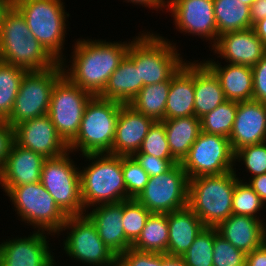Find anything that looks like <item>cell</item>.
Returning a JSON list of instances; mask_svg holds the SVG:
<instances>
[{"label": "cell", "mask_w": 266, "mask_h": 266, "mask_svg": "<svg viewBox=\"0 0 266 266\" xmlns=\"http://www.w3.org/2000/svg\"><path fill=\"white\" fill-rule=\"evenodd\" d=\"M214 227H205L182 256L187 266H213Z\"/></svg>", "instance_id": "d590c367"}, {"label": "cell", "mask_w": 266, "mask_h": 266, "mask_svg": "<svg viewBox=\"0 0 266 266\" xmlns=\"http://www.w3.org/2000/svg\"><path fill=\"white\" fill-rule=\"evenodd\" d=\"M151 212L136 199L123 201L122 223L126 239L133 244L141 234Z\"/></svg>", "instance_id": "8d00e7d4"}, {"label": "cell", "mask_w": 266, "mask_h": 266, "mask_svg": "<svg viewBox=\"0 0 266 266\" xmlns=\"http://www.w3.org/2000/svg\"><path fill=\"white\" fill-rule=\"evenodd\" d=\"M63 75L60 62L47 70L28 71L22 79L10 116L5 121L15 127L26 120L47 115L52 89Z\"/></svg>", "instance_id": "8fae6325"}, {"label": "cell", "mask_w": 266, "mask_h": 266, "mask_svg": "<svg viewBox=\"0 0 266 266\" xmlns=\"http://www.w3.org/2000/svg\"><path fill=\"white\" fill-rule=\"evenodd\" d=\"M14 142V127L6 121H0V171Z\"/></svg>", "instance_id": "f6af8a7d"}, {"label": "cell", "mask_w": 266, "mask_h": 266, "mask_svg": "<svg viewBox=\"0 0 266 266\" xmlns=\"http://www.w3.org/2000/svg\"><path fill=\"white\" fill-rule=\"evenodd\" d=\"M246 266H266V241L246 254Z\"/></svg>", "instance_id": "bcb514c9"}, {"label": "cell", "mask_w": 266, "mask_h": 266, "mask_svg": "<svg viewBox=\"0 0 266 266\" xmlns=\"http://www.w3.org/2000/svg\"><path fill=\"white\" fill-rule=\"evenodd\" d=\"M237 177L239 181L235 184L233 192L232 214L260 219L261 214L259 212L263 211L264 208L266 209V204L246 183L247 180H241L239 176Z\"/></svg>", "instance_id": "e575fe53"}, {"label": "cell", "mask_w": 266, "mask_h": 266, "mask_svg": "<svg viewBox=\"0 0 266 266\" xmlns=\"http://www.w3.org/2000/svg\"><path fill=\"white\" fill-rule=\"evenodd\" d=\"M46 235L53 234L35 230L0 242V266H49L56 257Z\"/></svg>", "instance_id": "2e32d148"}, {"label": "cell", "mask_w": 266, "mask_h": 266, "mask_svg": "<svg viewBox=\"0 0 266 266\" xmlns=\"http://www.w3.org/2000/svg\"><path fill=\"white\" fill-rule=\"evenodd\" d=\"M159 266H187L182 256L159 254Z\"/></svg>", "instance_id": "f907efd6"}, {"label": "cell", "mask_w": 266, "mask_h": 266, "mask_svg": "<svg viewBox=\"0 0 266 266\" xmlns=\"http://www.w3.org/2000/svg\"><path fill=\"white\" fill-rule=\"evenodd\" d=\"M2 189L14 205L18 220L33 226L34 231L53 236L59 233L68 216L40 182Z\"/></svg>", "instance_id": "ba28073f"}, {"label": "cell", "mask_w": 266, "mask_h": 266, "mask_svg": "<svg viewBox=\"0 0 266 266\" xmlns=\"http://www.w3.org/2000/svg\"><path fill=\"white\" fill-rule=\"evenodd\" d=\"M122 209L123 201L96 205L85 211V215L95 225L99 237L117 257L132 246L125 237Z\"/></svg>", "instance_id": "44dd1931"}, {"label": "cell", "mask_w": 266, "mask_h": 266, "mask_svg": "<svg viewBox=\"0 0 266 266\" xmlns=\"http://www.w3.org/2000/svg\"><path fill=\"white\" fill-rule=\"evenodd\" d=\"M137 153H145L158 158H174L170 152L165 126L162 121L153 123Z\"/></svg>", "instance_id": "ab89813d"}, {"label": "cell", "mask_w": 266, "mask_h": 266, "mask_svg": "<svg viewBox=\"0 0 266 266\" xmlns=\"http://www.w3.org/2000/svg\"><path fill=\"white\" fill-rule=\"evenodd\" d=\"M167 219L169 229L167 255L183 256L205 226L188 206L167 213Z\"/></svg>", "instance_id": "484cf974"}, {"label": "cell", "mask_w": 266, "mask_h": 266, "mask_svg": "<svg viewBox=\"0 0 266 266\" xmlns=\"http://www.w3.org/2000/svg\"><path fill=\"white\" fill-rule=\"evenodd\" d=\"M211 51L215 57L218 55L217 58L225 59L226 63L253 67L266 53V45L256 35L254 29L250 28L219 35Z\"/></svg>", "instance_id": "ac0fdd59"}, {"label": "cell", "mask_w": 266, "mask_h": 266, "mask_svg": "<svg viewBox=\"0 0 266 266\" xmlns=\"http://www.w3.org/2000/svg\"><path fill=\"white\" fill-rule=\"evenodd\" d=\"M45 159L42 155L14 142L0 171V186L16 187L40 182Z\"/></svg>", "instance_id": "7402d4cb"}, {"label": "cell", "mask_w": 266, "mask_h": 266, "mask_svg": "<svg viewBox=\"0 0 266 266\" xmlns=\"http://www.w3.org/2000/svg\"><path fill=\"white\" fill-rule=\"evenodd\" d=\"M250 17L252 26L259 20L266 17V0H256L250 6Z\"/></svg>", "instance_id": "c3c4849f"}, {"label": "cell", "mask_w": 266, "mask_h": 266, "mask_svg": "<svg viewBox=\"0 0 266 266\" xmlns=\"http://www.w3.org/2000/svg\"><path fill=\"white\" fill-rule=\"evenodd\" d=\"M121 103L93 96L84 111L79 132L68 144L70 151L109 153L115 138Z\"/></svg>", "instance_id": "52a82bcc"}, {"label": "cell", "mask_w": 266, "mask_h": 266, "mask_svg": "<svg viewBox=\"0 0 266 266\" xmlns=\"http://www.w3.org/2000/svg\"><path fill=\"white\" fill-rule=\"evenodd\" d=\"M117 266H159V254L129 248L118 256Z\"/></svg>", "instance_id": "7bdbcfd3"}, {"label": "cell", "mask_w": 266, "mask_h": 266, "mask_svg": "<svg viewBox=\"0 0 266 266\" xmlns=\"http://www.w3.org/2000/svg\"><path fill=\"white\" fill-rule=\"evenodd\" d=\"M216 229L220 236L246 254L266 241V224L262 218L231 214Z\"/></svg>", "instance_id": "603a6c76"}, {"label": "cell", "mask_w": 266, "mask_h": 266, "mask_svg": "<svg viewBox=\"0 0 266 266\" xmlns=\"http://www.w3.org/2000/svg\"><path fill=\"white\" fill-rule=\"evenodd\" d=\"M142 87L139 68L125 55L98 96L121 104H129Z\"/></svg>", "instance_id": "83f0119b"}, {"label": "cell", "mask_w": 266, "mask_h": 266, "mask_svg": "<svg viewBox=\"0 0 266 266\" xmlns=\"http://www.w3.org/2000/svg\"><path fill=\"white\" fill-rule=\"evenodd\" d=\"M72 151L45 159L40 183L67 216L85 215L81 199L80 168L71 158ZM78 166V167H76Z\"/></svg>", "instance_id": "9c48e42d"}, {"label": "cell", "mask_w": 266, "mask_h": 266, "mask_svg": "<svg viewBox=\"0 0 266 266\" xmlns=\"http://www.w3.org/2000/svg\"><path fill=\"white\" fill-rule=\"evenodd\" d=\"M122 171L128 199H136L144 190L149 175L133 156H122Z\"/></svg>", "instance_id": "f35d334b"}, {"label": "cell", "mask_w": 266, "mask_h": 266, "mask_svg": "<svg viewBox=\"0 0 266 266\" xmlns=\"http://www.w3.org/2000/svg\"><path fill=\"white\" fill-rule=\"evenodd\" d=\"M236 167L220 175L189 179L188 207L205 227H217L232 214Z\"/></svg>", "instance_id": "5b68a950"}, {"label": "cell", "mask_w": 266, "mask_h": 266, "mask_svg": "<svg viewBox=\"0 0 266 266\" xmlns=\"http://www.w3.org/2000/svg\"><path fill=\"white\" fill-rule=\"evenodd\" d=\"M252 68L253 72V97L255 101L266 103V53Z\"/></svg>", "instance_id": "ee69618b"}, {"label": "cell", "mask_w": 266, "mask_h": 266, "mask_svg": "<svg viewBox=\"0 0 266 266\" xmlns=\"http://www.w3.org/2000/svg\"><path fill=\"white\" fill-rule=\"evenodd\" d=\"M233 152L266 142V103L255 100L238 102V109L229 136Z\"/></svg>", "instance_id": "d6986e66"}, {"label": "cell", "mask_w": 266, "mask_h": 266, "mask_svg": "<svg viewBox=\"0 0 266 266\" xmlns=\"http://www.w3.org/2000/svg\"><path fill=\"white\" fill-rule=\"evenodd\" d=\"M253 29H254L256 35L266 45V17L264 19L257 21L253 25Z\"/></svg>", "instance_id": "816d5d0a"}, {"label": "cell", "mask_w": 266, "mask_h": 266, "mask_svg": "<svg viewBox=\"0 0 266 266\" xmlns=\"http://www.w3.org/2000/svg\"><path fill=\"white\" fill-rule=\"evenodd\" d=\"M93 96L65 75L55 83L47 115L67 144L78 134L85 108Z\"/></svg>", "instance_id": "7c38bea8"}, {"label": "cell", "mask_w": 266, "mask_h": 266, "mask_svg": "<svg viewBox=\"0 0 266 266\" xmlns=\"http://www.w3.org/2000/svg\"><path fill=\"white\" fill-rule=\"evenodd\" d=\"M172 156L181 162L201 132L200 119L186 116L162 121Z\"/></svg>", "instance_id": "f1b7e54d"}, {"label": "cell", "mask_w": 266, "mask_h": 266, "mask_svg": "<svg viewBox=\"0 0 266 266\" xmlns=\"http://www.w3.org/2000/svg\"><path fill=\"white\" fill-rule=\"evenodd\" d=\"M166 12L173 17L174 29L209 40L213 46L218 38L213 0H168Z\"/></svg>", "instance_id": "9a60e30c"}, {"label": "cell", "mask_w": 266, "mask_h": 266, "mask_svg": "<svg viewBox=\"0 0 266 266\" xmlns=\"http://www.w3.org/2000/svg\"><path fill=\"white\" fill-rule=\"evenodd\" d=\"M170 85L171 79L143 86L129 105L155 121H163Z\"/></svg>", "instance_id": "1f68e13d"}, {"label": "cell", "mask_w": 266, "mask_h": 266, "mask_svg": "<svg viewBox=\"0 0 266 266\" xmlns=\"http://www.w3.org/2000/svg\"><path fill=\"white\" fill-rule=\"evenodd\" d=\"M63 1V0H62ZM61 0H13L12 5L27 22L32 36L58 61L65 59V37L67 19L70 14L65 11Z\"/></svg>", "instance_id": "8992f818"}, {"label": "cell", "mask_w": 266, "mask_h": 266, "mask_svg": "<svg viewBox=\"0 0 266 266\" xmlns=\"http://www.w3.org/2000/svg\"><path fill=\"white\" fill-rule=\"evenodd\" d=\"M189 179L234 170V152L227 137L200 132L180 162Z\"/></svg>", "instance_id": "4fadbf2b"}, {"label": "cell", "mask_w": 266, "mask_h": 266, "mask_svg": "<svg viewBox=\"0 0 266 266\" xmlns=\"http://www.w3.org/2000/svg\"><path fill=\"white\" fill-rule=\"evenodd\" d=\"M194 60L195 116L203 117L226 101L220 81L203 62Z\"/></svg>", "instance_id": "4316f807"}, {"label": "cell", "mask_w": 266, "mask_h": 266, "mask_svg": "<svg viewBox=\"0 0 266 266\" xmlns=\"http://www.w3.org/2000/svg\"><path fill=\"white\" fill-rule=\"evenodd\" d=\"M133 157L149 177L158 176L170 170L178 161L175 158H158L145 153H135Z\"/></svg>", "instance_id": "b9f144b4"}, {"label": "cell", "mask_w": 266, "mask_h": 266, "mask_svg": "<svg viewBox=\"0 0 266 266\" xmlns=\"http://www.w3.org/2000/svg\"><path fill=\"white\" fill-rule=\"evenodd\" d=\"M12 2L10 0H0V25L4 12L10 7Z\"/></svg>", "instance_id": "f5cc1de1"}, {"label": "cell", "mask_w": 266, "mask_h": 266, "mask_svg": "<svg viewBox=\"0 0 266 266\" xmlns=\"http://www.w3.org/2000/svg\"><path fill=\"white\" fill-rule=\"evenodd\" d=\"M154 122V119L141 114L129 104H122L117 118L114 142L109 153L133 156L140 149Z\"/></svg>", "instance_id": "ffe728a7"}, {"label": "cell", "mask_w": 266, "mask_h": 266, "mask_svg": "<svg viewBox=\"0 0 266 266\" xmlns=\"http://www.w3.org/2000/svg\"><path fill=\"white\" fill-rule=\"evenodd\" d=\"M245 165L250 178L266 173V142L247 145L234 152V166Z\"/></svg>", "instance_id": "74e56055"}, {"label": "cell", "mask_w": 266, "mask_h": 266, "mask_svg": "<svg viewBox=\"0 0 266 266\" xmlns=\"http://www.w3.org/2000/svg\"><path fill=\"white\" fill-rule=\"evenodd\" d=\"M189 178L176 163L170 170L149 177L144 190L136 198L151 213H171L188 206Z\"/></svg>", "instance_id": "5bb4252c"}, {"label": "cell", "mask_w": 266, "mask_h": 266, "mask_svg": "<svg viewBox=\"0 0 266 266\" xmlns=\"http://www.w3.org/2000/svg\"><path fill=\"white\" fill-rule=\"evenodd\" d=\"M28 70L0 61V121H5L14 106L24 75Z\"/></svg>", "instance_id": "d6a6232c"}, {"label": "cell", "mask_w": 266, "mask_h": 266, "mask_svg": "<svg viewBox=\"0 0 266 266\" xmlns=\"http://www.w3.org/2000/svg\"><path fill=\"white\" fill-rule=\"evenodd\" d=\"M254 192L266 203V173L254 176L246 182Z\"/></svg>", "instance_id": "7dc6e473"}, {"label": "cell", "mask_w": 266, "mask_h": 266, "mask_svg": "<svg viewBox=\"0 0 266 266\" xmlns=\"http://www.w3.org/2000/svg\"><path fill=\"white\" fill-rule=\"evenodd\" d=\"M194 61L187 60L171 78L164 120L195 116Z\"/></svg>", "instance_id": "d4e9b609"}, {"label": "cell", "mask_w": 266, "mask_h": 266, "mask_svg": "<svg viewBox=\"0 0 266 266\" xmlns=\"http://www.w3.org/2000/svg\"><path fill=\"white\" fill-rule=\"evenodd\" d=\"M56 260H54L49 266H57V263L55 262Z\"/></svg>", "instance_id": "11a10c76"}, {"label": "cell", "mask_w": 266, "mask_h": 266, "mask_svg": "<svg viewBox=\"0 0 266 266\" xmlns=\"http://www.w3.org/2000/svg\"><path fill=\"white\" fill-rule=\"evenodd\" d=\"M14 140L17 145L46 159L58 157L69 150L48 115L17 124L14 127Z\"/></svg>", "instance_id": "e0dca14e"}, {"label": "cell", "mask_w": 266, "mask_h": 266, "mask_svg": "<svg viewBox=\"0 0 266 266\" xmlns=\"http://www.w3.org/2000/svg\"><path fill=\"white\" fill-rule=\"evenodd\" d=\"M215 61H214V60ZM202 60L218 77L226 100L242 102L252 100L253 72L250 66L225 63L219 60Z\"/></svg>", "instance_id": "cb8c5ba5"}, {"label": "cell", "mask_w": 266, "mask_h": 266, "mask_svg": "<svg viewBox=\"0 0 266 266\" xmlns=\"http://www.w3.org/2000/svg\"><path fill=\"white\" fill-rule=\"evenodd\" d=\"M168 219L165 213H151L138 239L131 248L141 252L167 254Z\"/></svg>", "instance_id": "4dcf8cb0"}, {"label": "cell", "mask_w": 266, "mask_h": 266, "mask_svg": "<svg viewBox=\"0 0 266 266\" xmlns=\"http://www.w3.org/2000/svg\"><path fill=\"white\" fill-rule=\"evenodd\" d=\"M127 41L78 38L73 44L71 60L61 61L64 75L75 85L94 96L105 88L110 75L118 68L130 45ZM67 63H70L67 65ZM68 68V69H67Z\"/></svg>", "instance_id": "6da1fadb"}, {"label": "cell", "mask_w": 266, "mask_h": 266, "mask_svg": "<svg viewBox=\"0 0 266 266\" xmlns=\"http://www.w3.org/2000/svg\"><path fill=\"white\" fill-rule=\"evenodd\" d=\"M239 1L240 3L242 2L248 6H251L256 0H239Z\"/></svg>", "instance_id": "db71d44e"}, {"label": "cell", "mask_w": 266, "mask_h": 266, "mask_svg": "<svg viewBox=\"0 0 266 266\" xmlns=\"http://www.w3.org/2000/svg\"><path fill=\"white\" fill-rule=\"evenodd\" d=\"M213 3L218 35L253 28L250 6L239 0H213Z\"/></svg>", "instance_id": "f546056e"}, {"label": "cell", "mask_w": 266, "mask_h": 266, "mask_svg": "<svg viewBox=\"0 0 266 266\" xmlns=\"http://www.w3.org/2000/svg\"><path fill=\"white\" fill-rule=\"evenodd\" d=\"M88 166H80L81 199L85 211L96 205L128 200L122 171V156L110 153L84 154ZM82 168V169H81Z\"/></svg>", "instance_id": "3957f363"}, {"label": "cell", "mask_w": 266, "mask_h": 266, "mask_svg": "<svg viewBox=\"0 0 266 266\" xmlns=\"http://www.w3.org/2000/svg\"><path fill=\"white\" fill-rule=\"evenodd\" d=\"M66 230L63 253L73 262L79 261L87 266H117L118 257L104 244L86 215L68 216L57 235Z\"/></svg>", "instance_id": "30bf717a"}, {"label": "cell", "mask_w": 266, "mask_h": 266, "mask_svg": "<svg viewBox=\"0 0 266 266\" xmlns=\"http://www.w3.org/2000/svg\"><path fill=\"white\" fill-rule=\"evenodd\" d=\"M238 102L226 100L200 118L201 131L229 138L235 121Z\"/></svg>", "instance_id": "836d02e7"}, {"label": "cell", "mask_w": 266, "mask_h": 266, "mask_svg": "<svg viewBox=\"0 0 266 266\" xmlns=\"http://www.w3.org/2000/svg\"><path fill=\"white\" fill-rule=\"evenodd\" d=\"M246 253L218 234L214 227L213 266H246Z\"/></svg>", "instance_id": "60d3db41"}, {"label": "cell", "mask_w": 266, "mask_h": 266, "mask_svg": "<svg viewBox=\"0 0 266 266\" xmlns=\"http://www.w3.org/2000/svg\"><path fill=\"white\" fill-rule=\"evenodd\" d=\"M125 2H130L132 4L141 5L143 7H148L152 10L160 11L163 9H167L168 0H125Z\"/></svg>", "instance_id": "681fc988"}, {"label": "cell", "mask_w": 266, "mask_h": 266, "mask_svg": "<svg viewBox=\"0 0 266 266\" xmlns=\"http://www.w3.org/2000/svg\"><path fill=\"white\" fill-rule=\"evenodd\" d=\"M139 33L132 39L126 55L139 68L143 86L171 79L186 62L176 43L151 31Z\"/></svg>", "instance_id": "277c9868"}, {"label": "cell", "mask_w": 266, "mask_h": 266, "mask_svg": "<svg viewBox=\"0 0 266 266\" xmlns=\"http://www.w3.org/2000/svg\"><path fill=\"white\" fill-rule=\"evenodd\" d=\"M0 61L28 71L47 70L59 63L32 36L24 17L12 4L1 20Z\"/></svg>", "instance_id": "7a4b0ae2"}]
</instances>
